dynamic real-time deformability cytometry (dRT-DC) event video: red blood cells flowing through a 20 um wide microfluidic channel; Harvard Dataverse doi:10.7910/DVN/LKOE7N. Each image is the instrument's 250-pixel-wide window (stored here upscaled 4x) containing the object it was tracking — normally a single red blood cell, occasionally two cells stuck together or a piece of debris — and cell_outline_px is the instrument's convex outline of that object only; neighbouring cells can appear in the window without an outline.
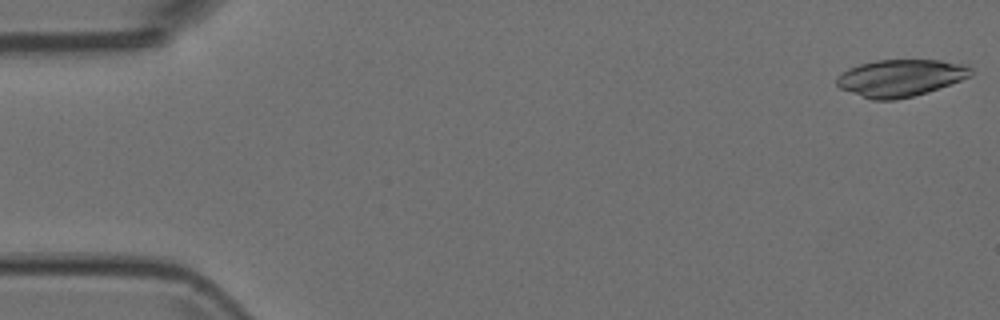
{"species": "Egyptian fruit bat (a non-hibernating species)", "species_latin": "Rousettus aegyptiacus", "temperature_condition": "room temperature", "stored_images_in_passage": 5, "camera_frame_rate_fps": 3000, "um_per_image_px": 0.085, "animal": {"sex": "female"}, "frame": {"image": 1, "passage_image": 1, "time_ms": 0.0, "image_size_px": [1000, 320], "cell_outline_px": [[972, 76], [928, 92], [896, 100], [872, 100], [840, 88], [836, 84], [836, 76], [840, 72], [848, 68], [860, 64], [876, 60], [940, 60], [968, 64], [972, 68]], "centroid_in_image_um": [76.55, 6.61], "position_along_channel_um": 8.5, "area_um2": 29.19}}
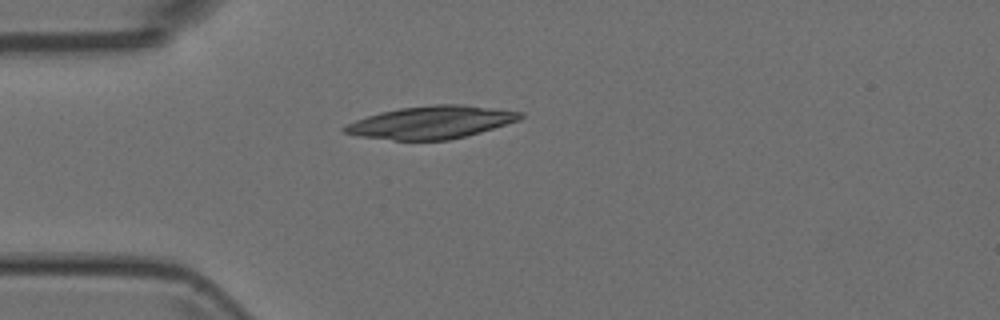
{"frame": {"image": 2, "passage_image": 5, "time_ms": 1.333, "image_size_px": [1000, 320], "cell_outline_px": [[524, 116], [520, 120], [480, 132], [448, 140], [392, 140], [360, 136], [344, 132], [340, 128], [356, 120], [380, 112], [400, 108], [436, 104], [460, 104], [524, 112]], "centroid_in_image_um": [36.67, 10.39], "position_along_channel_um": 48.3, "area_um2": 33.18}}